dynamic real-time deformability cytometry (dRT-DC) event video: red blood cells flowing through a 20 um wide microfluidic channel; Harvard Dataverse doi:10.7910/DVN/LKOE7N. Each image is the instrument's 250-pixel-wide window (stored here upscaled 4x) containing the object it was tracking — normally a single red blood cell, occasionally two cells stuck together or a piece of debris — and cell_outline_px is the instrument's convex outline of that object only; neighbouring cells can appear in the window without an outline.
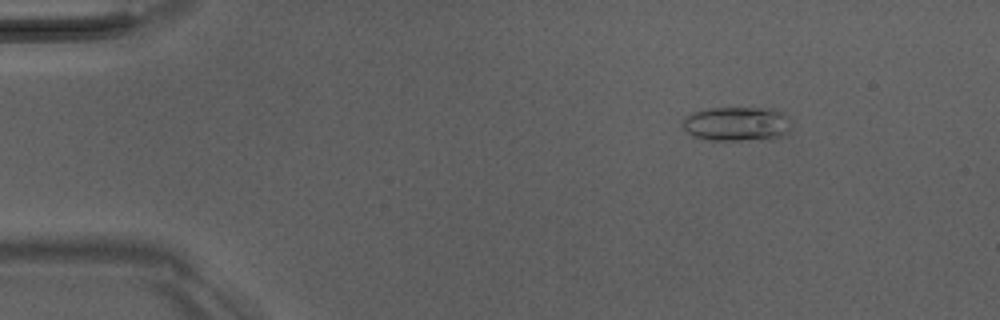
{"species": "Egyptian fruit bat (a non-hibernating species)", "species_latin": "Rousettus aegyptiacus", "temperature_condition": "room temperature", "stored_images_in_passage": 51, "camera_frame_rate_fps": 3000, "um_per_image_px": 0.085, "animal": {"sex": "male"}, "frame": {"image": 1, "passage_image": 7, "time_ms": 2.0, "image_size_px": [1000, 320], "cell_outline_px": [[788, 128], [784, 136], [772, 140], [704, 140], [692, 136], [680, 124], [680, 120], [684, 116], [692, 112], [708, 108], [772, 108], [784, 112], [788, 116]], "centroid_in_image_um": [62.59, 10.54], "position_along_channel_um": 22.4, "area_um2": 22.31}}
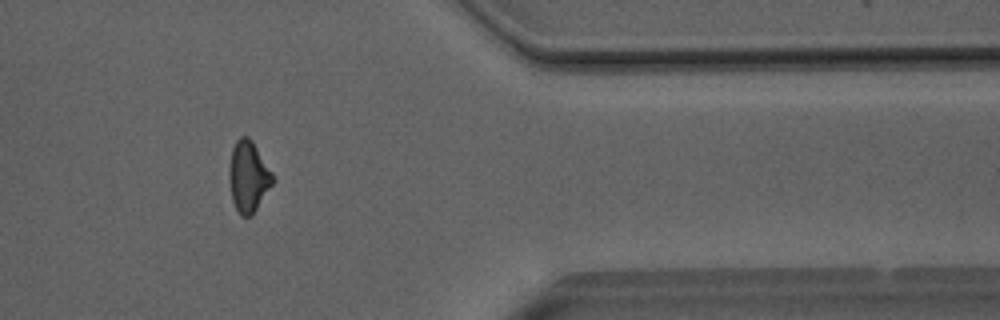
{"frame": {"image": 2, "passage_image": 42, "time_ms": 13.667, "image_size_px": [1000, 320], "cell_outline_px": [[276, 180], [252, 216], [240, 216], [232, 200], [228, 172], [232, 148], [236, 140], [240, 136], [248, 136], [252, 140], [276, 176]], "centroid_in_image_um": [21.14, 15.0], "position_along_channel_um": 390.3, "area_um2": 18.44}}
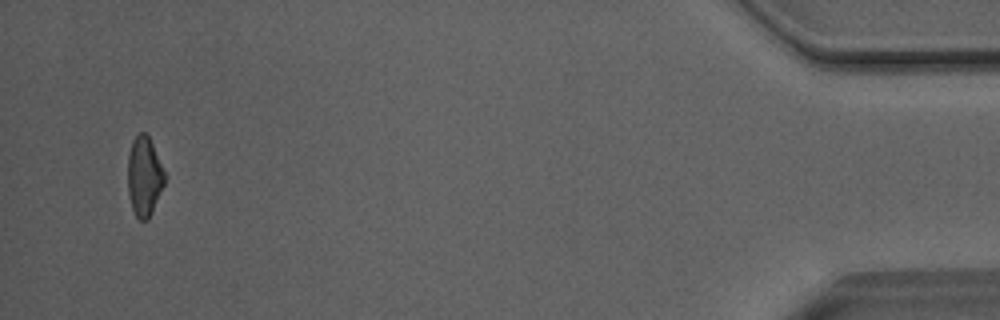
{"frame": {"image": 3, "passage_image": 49, "time_ms": 16.0, "image_size_px": [1000, 320], "cell_outline_px": [[164, 184], [152, 212], [148, 220], [140, 220], [136, 216], [132, 208], [128, 196], [128, 152], [132, 140], [140, 132], [144, 132], [148, 136], [152, 144], [164, 172]], "centroid_in_image_um": [12.23, 15.0], "position_along_channel_um": 423.0, "area_um2": 16.88}, "authors_computed_cell_mechanics": {"area_um2": 18.2648, "velocity_mm_per_s": 4.0597, "shape_relaxation_time_tau1_ms": 6.508, "shape_relaxation_time_tau2_ms": 3.4496, "deformation_change_tau1": 0.1815, "deformation_change_tau2": 0.1166}}